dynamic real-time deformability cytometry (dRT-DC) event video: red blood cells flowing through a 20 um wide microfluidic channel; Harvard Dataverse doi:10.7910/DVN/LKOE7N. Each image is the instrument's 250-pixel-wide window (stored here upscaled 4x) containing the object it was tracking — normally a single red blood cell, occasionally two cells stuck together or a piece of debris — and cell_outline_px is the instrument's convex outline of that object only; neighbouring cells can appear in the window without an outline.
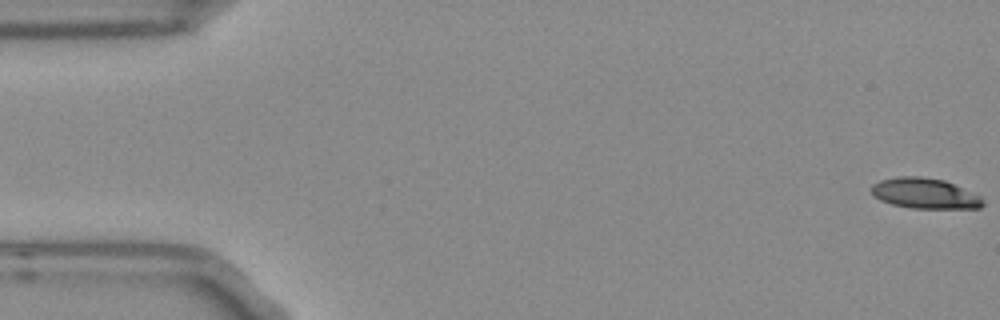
{"species": "Egyptian fruit bat (a non-hibernating species)", "species_latin": "Rousettus aegyptiacus", "temperature_condition": "room temperature", "stored_images_in_passage": 9, "camera_frame_rate_fps": 3000, "um_per_image_px": 0.085, "frame": {"image": 1, "passage_image": 1, "time_ms": 0.0, "image_size_px": [1000, 320], "cell_outline_px": [[984, 204], [980, 208], [912, 208], [892, 204], [880, 200], [872, 196], [868, 188], [872, 184], [880, 180], [900, 176], [920, 176], [944, 180], [980, 196], [984, 200]], "centroid_in_image_um": [78.55, 16.43], "position_along_channel_um": 6.5, "area_um2": 19.88}}